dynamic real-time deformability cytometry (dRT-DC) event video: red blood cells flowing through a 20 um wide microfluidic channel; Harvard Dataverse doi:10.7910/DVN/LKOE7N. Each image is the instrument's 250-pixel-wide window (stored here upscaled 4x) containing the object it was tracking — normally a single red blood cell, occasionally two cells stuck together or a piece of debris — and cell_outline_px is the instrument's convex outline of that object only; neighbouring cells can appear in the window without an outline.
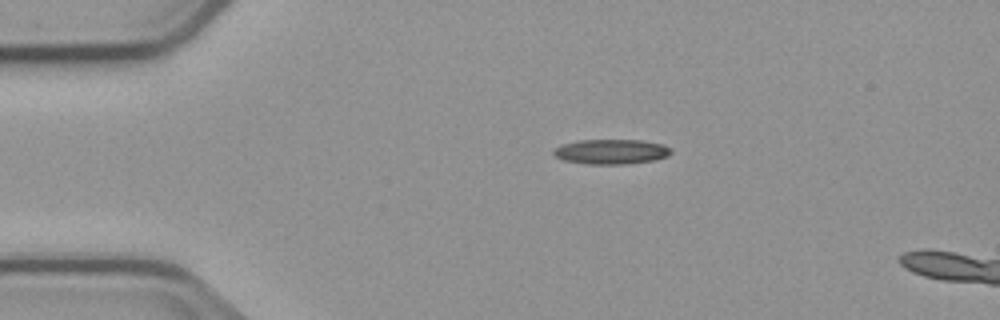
{"species": "common noctule bat (a hibernating species)", "species_latin": "Nyctalus noctula", "temperature_condition": "cold", "stored_images_in_passage": 3, "camera_frame_rate_fps": 3000, "um_per_image_px": 0.085, "animal": {"sex": "male", "body_mass_g": 23.1, "forearm_length_mm": 52.7}, "frame": {"image": 1, "passage_image": 1, "time_ms": 0.0, "image_size_px": [1000, 320], "cell_outline_px": [[672, 152], [668, 156], [656, 160], [628, 164], [588, 164], [564, 160], [556, 156], [552, 152], [556, 148], [564, 144], [580, 140], [644, 140], [664, 144], [672, 148]], "centroid_in_image_um": [52.04, 12.89], "position_along_channel_um": 33.0, "area_um2": 17.11}}